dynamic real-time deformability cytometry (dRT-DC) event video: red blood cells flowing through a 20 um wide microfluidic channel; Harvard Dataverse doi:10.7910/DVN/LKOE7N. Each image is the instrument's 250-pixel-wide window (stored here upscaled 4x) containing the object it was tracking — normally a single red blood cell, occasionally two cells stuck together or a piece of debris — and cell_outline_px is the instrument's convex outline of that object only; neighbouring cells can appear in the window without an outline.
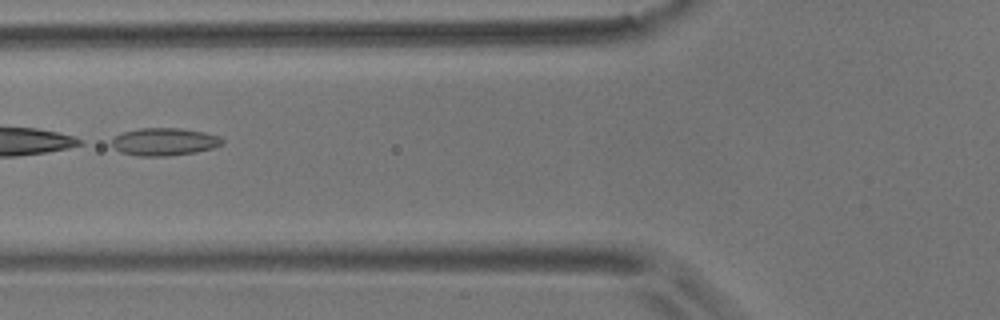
{"species": "common noctule bat (a hibernating species)", "species_latin": "Nyctalus noctula", "temperature_condition": "room temperature", "stored_images_in_passage": 7, "camera_frame_rate_fps": 3000, "um_per_image_px": 0.085, "animal": {"sex": "male", "body_mass_g": 17.9}, "frame": {"image": 1, "passage_image": 6, "time_ms": 1.667, "image_size_px": [1000, 320], "cell_outline_px": [[224, 144], [212, 148], [196, 152], [168, 156], [136, 156], [120, 152], [112, 144], [112, 140], [116, 136], [124, 132], [140, 128], [180, 128], [204, 132], [220, 136], [224, 140]], "centroid_in_image_um": [14.0, 12.05], "position_along_channel_um": 111.8, "area_um2": 17.8}}